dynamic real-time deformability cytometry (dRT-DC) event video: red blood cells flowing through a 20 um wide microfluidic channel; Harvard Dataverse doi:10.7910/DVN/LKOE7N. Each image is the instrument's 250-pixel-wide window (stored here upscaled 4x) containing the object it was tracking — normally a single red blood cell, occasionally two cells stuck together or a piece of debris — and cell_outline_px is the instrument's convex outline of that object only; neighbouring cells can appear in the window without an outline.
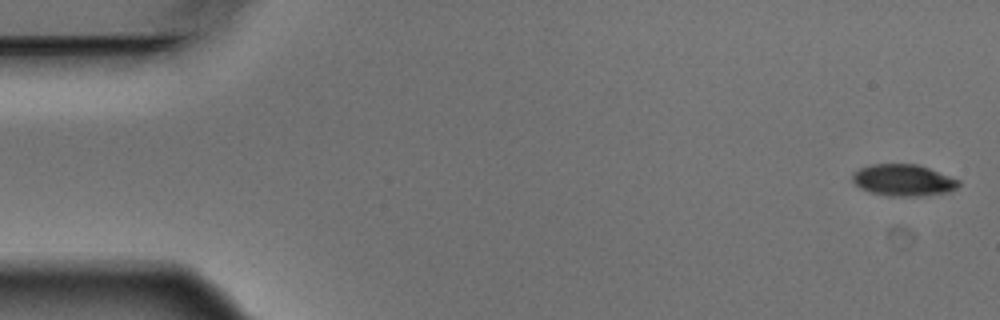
{"species": "Egyptian fruit bat (a non-hibernating species)", "species_latin": "Rousettus aegyptiacus", "temperature_condition": "warm", "stored_images_in_passage": 5, "camera_frame_rate_fps": 3000, "um_per_image_px": 0.085, "animal": {"sex": "male"}, "frame": {"image": 1, "passage_image": 1, "time_ms": 0.0, "image_size_px": [1000, 320], "cell_outline_px": [[960, 184], [956, 188], [948, 192], [924, 196], [888, 196], [872, 192], [860, 188], [852, 180], [852, 172], [860, 168], [872, 164], [916, 164], [928, 168], [960, 180]], "centroid_in_image_um": [76.78, 15.32], "position_along_channel_um": 8.2, "area_um2": 19.54}}
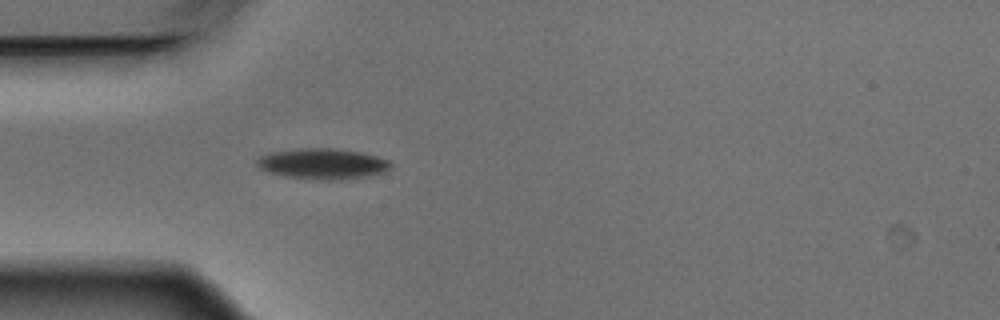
{"frame": {"image": 2, "passage_image": 5, "time_ms": 1.333, "image_size_px": [1000, 320], "cell_outline_px": [[392, 168], [384, 172], [372, 176], [340, 180], [312, 180], [284, 176], [268, 172], [260, 168], [256, 164], [256, 160], [260, 156], [268, 152], [300, 148], [332, 148], [360, 152], [376, 156], [388, 160], [392, 164]], "centroid_in_image_um": [27.42, 13.93], "position_along_channel_um": 57.6, "area_um2": 24.33}}